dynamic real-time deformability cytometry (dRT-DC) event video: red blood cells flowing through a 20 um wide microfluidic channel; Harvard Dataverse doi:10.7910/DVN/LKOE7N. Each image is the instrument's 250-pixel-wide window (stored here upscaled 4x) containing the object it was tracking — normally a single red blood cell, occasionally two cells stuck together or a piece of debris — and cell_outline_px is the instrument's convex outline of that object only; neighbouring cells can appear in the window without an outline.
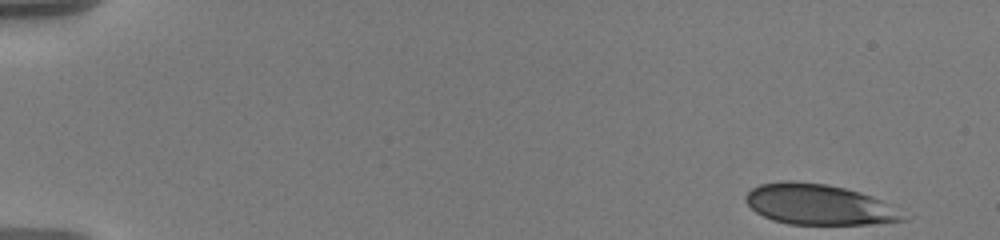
{"species": "human", "species_latin": "Homo sapiens", "temperature_condition": "warm", "stored_images_in_passage": 54, "camera_frame_rate_fps": 3000, "um_per_image_px": 0.085, "donor": {"sex": "male"}, "frame": {"image": 1, "passage_image": 1, "time_ms": 0.0, "image_size_px": [1000, 240], "cell_outline_px": [[908, 220], [872, 224], [788, 224], [772, 220], [756, 212], [744, 200], [744, 196], [752, 188], [760, 184], [784, 180], [788, 180], [824, 184], [844, 188], [860, 192], [872, 196], [880, 200]], "centroid_in_image_um": [69.51, 17.38], "position_along_channel_um": 15.5, "area_um2": 36.65}}
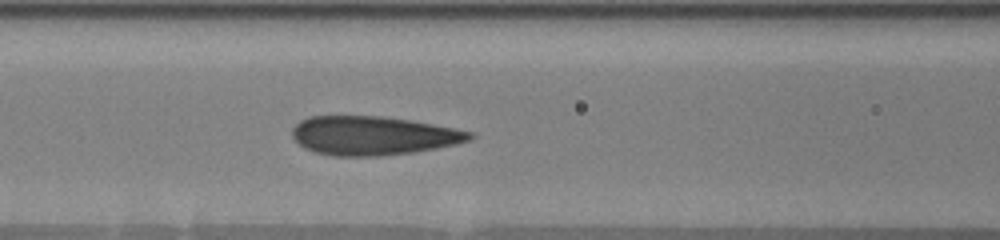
{"frame": {"image": 2, "passage_image": 23, "time_ms": 7.333, "image_size_px": [1000, 240], "cell_outline_px": [[472, 136], [468, 140], [456, 144], [436, 148], [412, 152], [380, 156], [332, 156], [316, 152], [304, 148], [292, 136], [292, 128], [300, 120], [308, 116], [384, 116], [412, 120], [472, 132]], "centroid_in_image_um": [31.66, 11.52], "position_along_channel_um": 134.9, "area_um2": 40.06}}
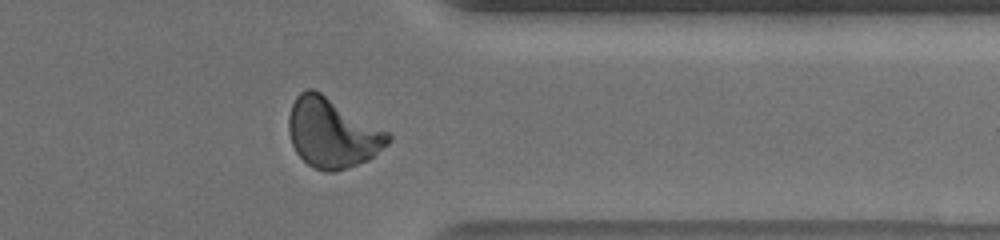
{"frame": {"image": 3, "passage_image": 44, "time_ms": 14.333, "image_size_px": [1000, 240], "cell_outline_px": [[392, 140], [388, 144], [368, 160], [332, 172], [328, 172], [316, 168], [308, 164], [296, 152], [292, 144], [288, 132], [288, 116], [292, 104], [296, 96], [300, 92], [308, 88], [312, 88], [320, 92], [388, 132], [392, 136]], "centroid_in_image_um": [28.22, 11.29], "position_along_channel_um": 383.2, "area_um2": 39.88}, "authors_computed_cell_mechanics": {"area_um2": 39.1306, "velocity_mm_per_s": 3.5936, "shape_relaxation_time_tau1_ms": 8.7202, "shape_relaxation_time_tau2_ms": null, "deformation_change_tau1": 0.2166, "deformation_change_tau2": null}}